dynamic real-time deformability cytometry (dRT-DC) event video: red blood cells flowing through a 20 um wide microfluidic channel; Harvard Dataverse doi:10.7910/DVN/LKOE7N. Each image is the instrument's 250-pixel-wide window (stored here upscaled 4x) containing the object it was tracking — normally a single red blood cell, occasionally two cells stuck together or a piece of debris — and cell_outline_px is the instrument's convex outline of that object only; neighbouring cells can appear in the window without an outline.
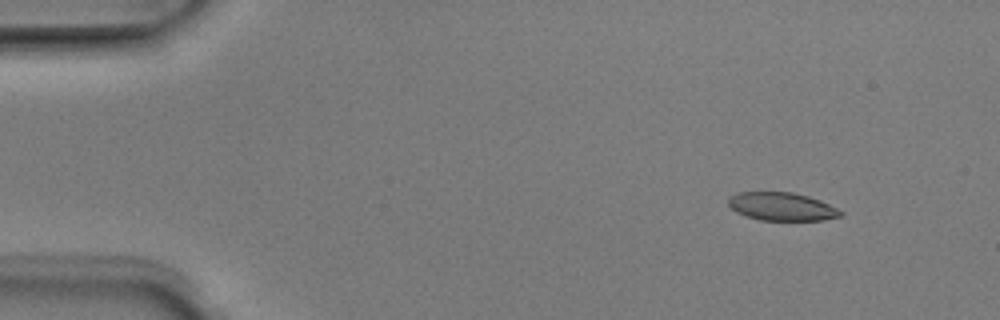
{"species": "Egyptian fruit bat (a non-hibernating species)", "species_latin": "Rousettus aegyptiacus", "temperature_condition": "room temperature", "stored_images_in_passage": 4, "camera_frame_rate_fps": 3000, "um_per_image_px": 0.085, "animal": {"sex": "male"}, "frame": {"image": 1, "passage_image": 1, "time_ms": 0.0, "image_size_px": [1000, 320], "cell_outline_px": [[844, 212], [840, 216], [824, 220], [760, 220], [744, 216], [736, 212], [728, 204], [728, 196], [736, 192], [792, 192], [808, 196], [820, 200]], "centroid_in_image_um": [66.41, 17.55], "position_along_channel_um": 18.6, "area_um2": 18.5}}
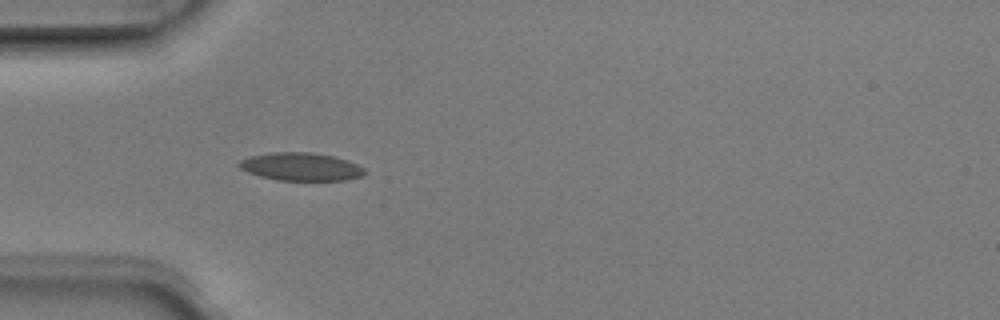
{"frame": {"image": 2, "passage_image": 4, "time_ms": 1.0, "image_size_px": [1000, 320], "cell_outline_px": [[368, 172], [360, 176], [344, 180], [276, 180], [260, 176], [248, 172], [240, 168], [236, 164], [240, 160], [252, 156], [272, 152], [312, 152], [332, 156], [348, 160], [364, 168]], "centroid_in_image_um": [25.57, 14.17], "position_along_channel_um": 59.4, "area_um2": 20.4}}